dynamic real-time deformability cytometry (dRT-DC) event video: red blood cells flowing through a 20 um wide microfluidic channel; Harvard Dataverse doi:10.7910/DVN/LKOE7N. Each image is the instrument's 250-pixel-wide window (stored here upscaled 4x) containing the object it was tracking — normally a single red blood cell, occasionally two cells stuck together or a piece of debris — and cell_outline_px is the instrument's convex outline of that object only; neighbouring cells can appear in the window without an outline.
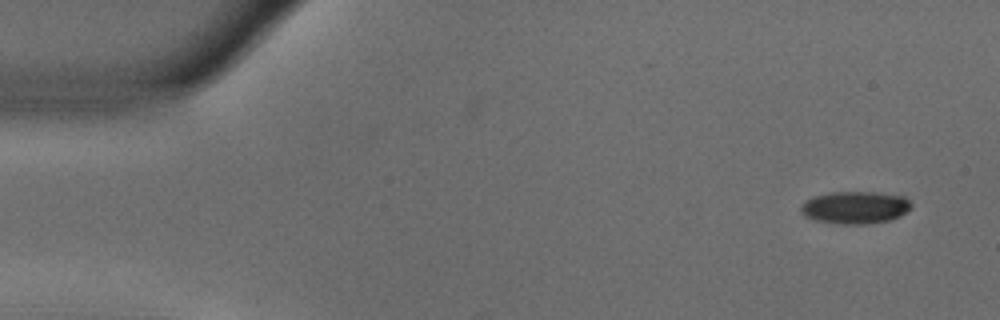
{"species": "common noctule bat (a hibernating species)", "species_latin": "Nyctalus noctula", "temperature_condition": "warm", "stored_images_in_passage": 53, "camera_frame_rate_fps": 3000, "um_per_image_px": 0.085, "animal": {"sex": "male", "body_mass_g": 18.8}, "frame": {"image": 1, "passage_image": 1, "time_ms": 0.0, "image_size_px": [1000, 320], "cell_outline_px": [[912, 208], [900, 216], [888, 220], [864, 224], [840, 224], [816, 220], [804, 216], [800, 208], [804, 200], [812, 196], [832, 192], [872, 192], [904, 196], [912, 204]], "centroid_in_image_um": [72.67, 17.63], "position_along_channel_um": 12.3, "area_um2": 20.87}}
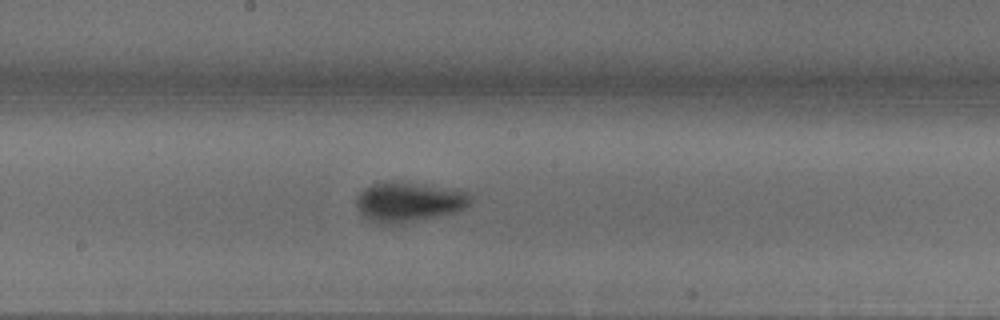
{"frame": {"image": 2, "passage_image": 27, "time_ms": 8.667, "image_size_px": [1000, 320], "cell_outline_px": [[472, 200], [464, 208], [456, 212], [404, 224], [380, 224], [368, 220], [356, 208], [356, 196], [364, 188], [372, 184], [428, 184], [452, 188], [468, 192], [472, 196]], "centroid_in_image_um": [34.77, 17.21], "position_along_channel_um": 213.4, "area_um2": 26.36}}
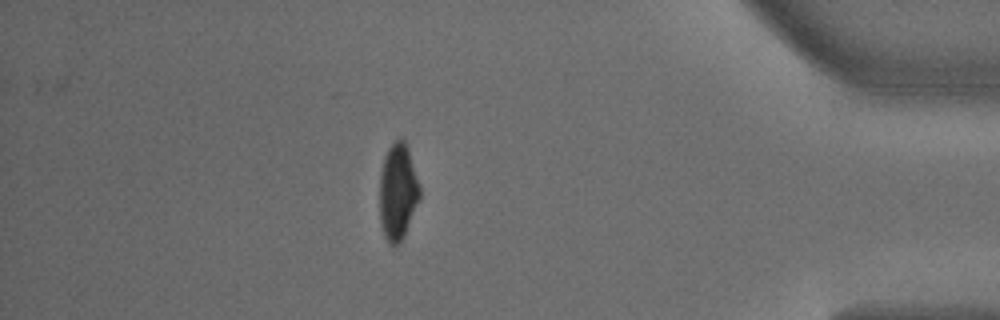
{"frame": {"image": 3, "passage_image": 46, "time_ms": 15.0, "image_size_px": [1000, 320], "cell_outline_px": [[420, 196], [404, 236], [400, 244], [392, 248], [388, 244], [384, 236], [380, 224], [380, 172], [384, 156], [388, 148], [400, 136], [404, 140], [408, 148], [420, 188]], "centroid_in_image_um": [33.79, 16.34], "position_along_channel_um": 401.4, "area_um2": 22.66}}